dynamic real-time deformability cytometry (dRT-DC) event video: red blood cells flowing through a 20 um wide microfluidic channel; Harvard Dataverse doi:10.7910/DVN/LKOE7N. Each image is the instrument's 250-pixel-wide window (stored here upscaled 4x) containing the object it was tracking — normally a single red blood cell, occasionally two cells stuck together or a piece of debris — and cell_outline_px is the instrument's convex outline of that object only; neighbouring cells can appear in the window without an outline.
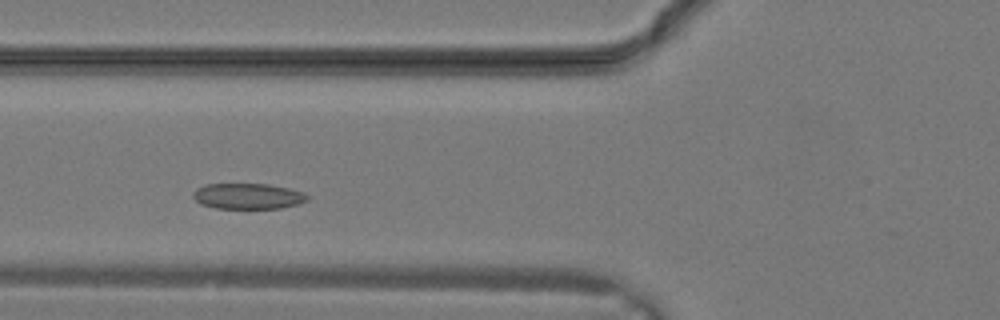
{"species": "common noctule bat (a hibernating species)", "species_latin": "Nyctalus noctula", "temperature_condition": "warm", "stored_images_in_passage": 14, "camera_frame_rate_fps": 3000, "um_per_image_px": 0.085, "animal": {"sex": "male", "body_mass_g": 19.2, "forearm_length_mm": 51.8}, "frame": {"image": 1, "passage_image": 5, "time_ms": 1.333, "image_size_px": [1000, 320], "cell_outline_px": [[308, 200], [296, 204], [280, 208], [216, 208], [200, 204], [192, 196], [192, 192], [196, 188], [208, 184], [268, 184], [288, 188], [304, 192], [308, 196]], "centroid_in_image_um": [21.05, 16.67], "position_along_channel_um": 104.8, "area_um2": 17.05}}
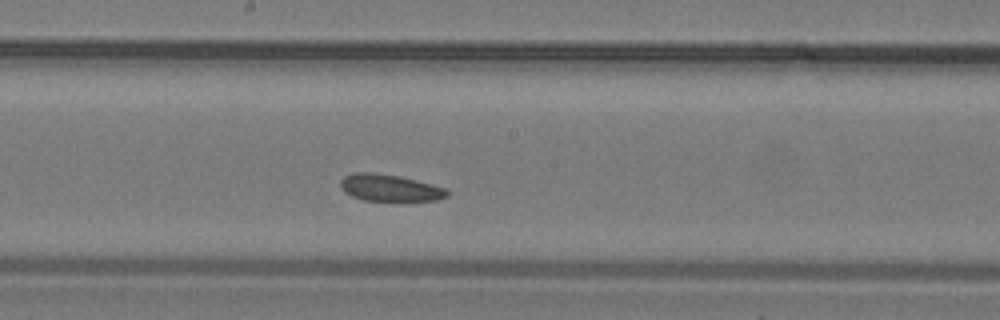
{"frame": {"image": 2, "passage_image": 10, "time_ms": 3.0, "image_size_px": [1000, 320], "cell_outline_px": [[448, 196], [436, 200], [364, 200], [352, 196], [344, 192], [340, 188], [340, 180], [344, 176], [352, 172], [372, 172], [396, 176], [416, 180], [448, 188]], "centroid_in_image_um": [33.1, 15.95], "position_along_channel_um": 215.1, "area_um2": 16.59}}
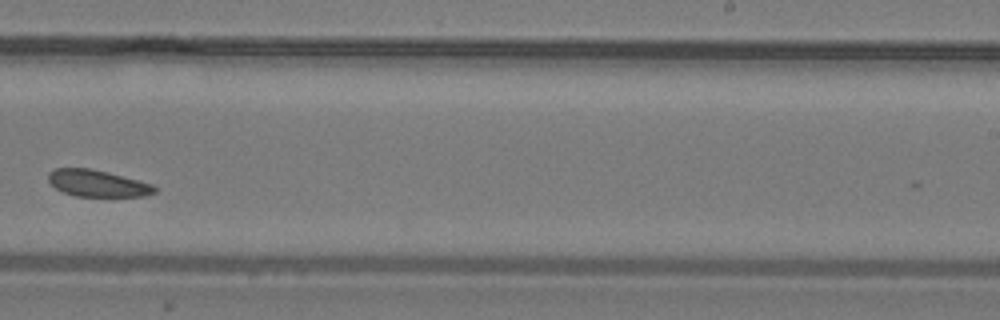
{"frame": {"image": 3, "passage_image": 13, "time_ms": 4.0, "image_size_px": [1000, 320], "cell_outline_px": [[156, 192], [144, 196], [112, 200], [76, 196], [64, 192], [56, 188], [48, 180], [48, 172], [52, 168], [92, 168], [108, 172], [152, 184], [156, 188]], "centroid_in_image_um": [8.32, 15.64], "position_along_channel_um": 280.7, "area_um2": 17.46}}